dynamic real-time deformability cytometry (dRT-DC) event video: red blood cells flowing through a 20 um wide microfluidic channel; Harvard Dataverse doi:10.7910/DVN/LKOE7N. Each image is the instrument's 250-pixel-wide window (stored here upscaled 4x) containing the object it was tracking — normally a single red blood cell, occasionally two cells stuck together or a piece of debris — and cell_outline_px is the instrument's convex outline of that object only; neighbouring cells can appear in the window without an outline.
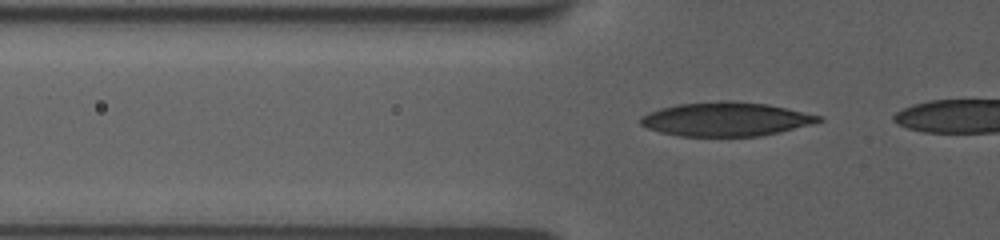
{"species": "human", "species_latin": "Homo sapiens", "temperature_condition": "room temperature", "stored_images_in_passage": 9, "camera_frame_rate_fps": 3000, "um_per_image_px": 0.085, "donor": {"sex": "female"}, "frame": {"image": 1, "passage_image": 6, "time_ms": 1.667, "image_size_px": [1000, 240], "cell_outline_px": [[824, 120], [780, 132], [760, 136], [680, 136], [660, 132], [648, 128], [640, 124], [640, 116], [648, 112], [660, 108], [676, 104], [724, 100], [768, 104], [824, 116]], "centroid_in_image_um": [61.69, 10.12], "position_along_channel_um": 64.1, "area_um2": 35.26}}